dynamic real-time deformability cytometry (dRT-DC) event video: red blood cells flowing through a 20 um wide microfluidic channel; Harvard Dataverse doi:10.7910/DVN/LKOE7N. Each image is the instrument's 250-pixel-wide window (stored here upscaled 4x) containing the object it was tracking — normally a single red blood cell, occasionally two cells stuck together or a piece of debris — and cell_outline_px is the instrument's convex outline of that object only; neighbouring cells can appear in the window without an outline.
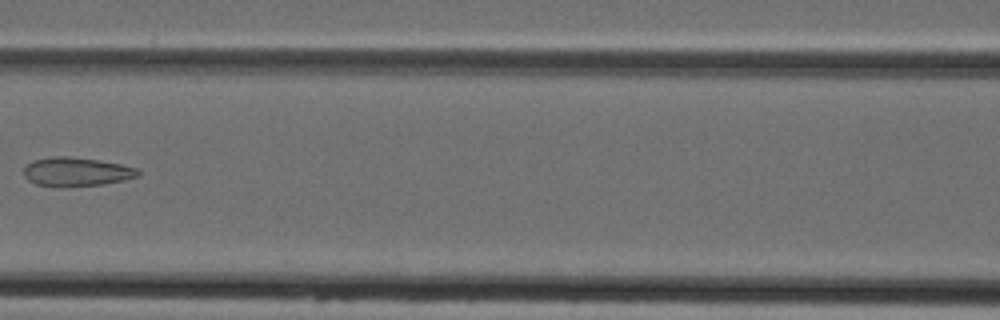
{"species": "Egyptian fruit bat (a non-hibernating species)", "species_latin": "Rousettus aegyptiacus", "temperature_condition": "cold", "stored_images_in_passage": 7, "camera_frame_rate_fps": 3000, "um_per_image_px": 0.085, "animal": {"sex": "female"}, "frame": {"image": 1, "passage_image": 6, "time_ms": 7.0, "image_size_px": [1000, 320], "cell_outline_px": [[140, 176], [124, 180], [104, 184], [64, 188], [56, 188], [36, 184], [28, 180], [24, 176], [24, 168], [32, 160], [52, 156], [68, 156], [100, 160], [120, 164], [136, 168], [140, 172]], "centroid_in_image_um": [6.48, 14.62], "position_along_channel_um": 160.1, "area_um2": 19.65}}
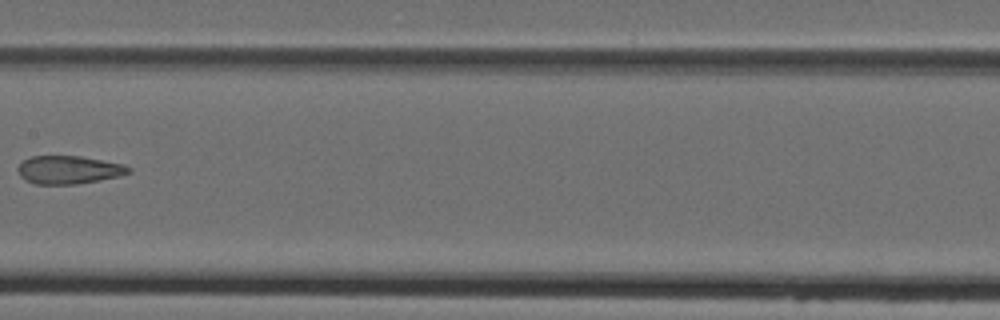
{"frame": {"image": 2, "passage_image": 7, "time_ms": 8.0, "image_size_px": [1000, 320], "cell_outline_px": [[132, 172], [120, 176], [100, 180], [76, 184], [36, 184], [24, 180], [20, 176], [16, 168], [24, 160], [32, 156], [80, 156], [124, 164], [132, 168]], "centroid_in_image_um": [5.86, 14.44], "position_along_channel_um": 201.5, "area_um2": 18.26}}